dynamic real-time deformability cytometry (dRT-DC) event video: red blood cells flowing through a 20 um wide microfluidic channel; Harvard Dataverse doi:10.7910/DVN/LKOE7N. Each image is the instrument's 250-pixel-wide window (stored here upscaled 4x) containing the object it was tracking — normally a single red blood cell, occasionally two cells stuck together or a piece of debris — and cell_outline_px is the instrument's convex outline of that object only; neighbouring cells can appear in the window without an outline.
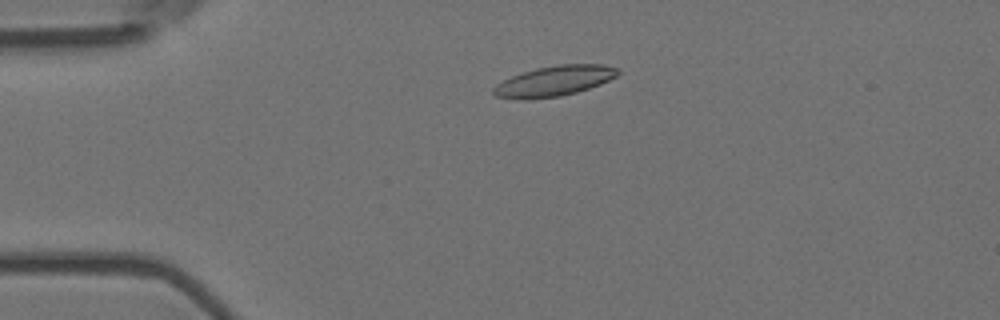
{"species": "Egyptian fruit bat (a non-hibernating species)", "species_latin": "Rousettus aegyptiacus", "temperature_condition": "room temperature", "stored_images_in_passage": 5, "camera_frame_rate_fps": 3000, "um_per_image_px": 0.085, "animal": {"sex": "female"}, "frame": {"image": 1, "passage_image": 4, "time_ms": 1.0, "image_size_px": [1000, 320], "cell_outline_px": [[620, 72], [616, 76], [600, 84], [576, 92], [560, 96], [528, 100], [516, 100], [496, 96], [492, 92], [492, 88], [496, 84], [512, 76], [536, 68], [560, 64], [604, 64], [616, 68]], "centroid_in_image_um": [47.07, 6.9], "position_along_channel_um": 37.9, "area_um2": 21.96}}